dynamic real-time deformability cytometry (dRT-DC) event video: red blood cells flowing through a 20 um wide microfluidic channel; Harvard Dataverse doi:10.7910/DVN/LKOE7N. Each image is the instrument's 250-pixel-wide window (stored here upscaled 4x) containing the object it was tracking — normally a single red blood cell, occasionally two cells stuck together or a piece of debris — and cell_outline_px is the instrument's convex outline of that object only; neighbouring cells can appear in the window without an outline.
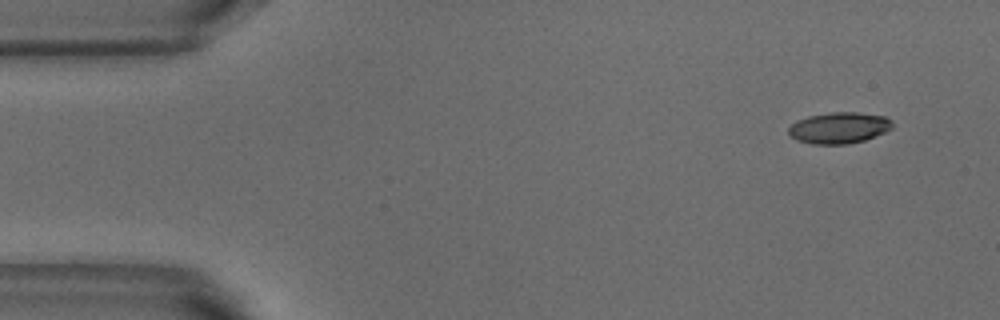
{"species": "common noctule bat (a hibernating species)", "species_latin": "Nyctalus noctula", "temperature_condition": "warm", "stored_images_in_passage": 4, "camera_frame_rate_fps": 3000, "um_per_image_px": 0.085, "animal": {"sex": "male", "body_mass_g": 18.8}, "frame": {"image": 1, "passage_image": 1, "time_ms": 0.0, "image_size_px": [1000, 320], "cell_outline_px": [[892, 128], [884, 132], [864, 140], [848, 144], [812, 144], [796, 140], [788, 132], [788, 128], [796, 120], [808, 116], [832, 112], [856, 112], [884, 116], [892, 120]], "centroid_in_image_um": [71.3, 10.86], "position_along_channel_um": 13.7, "area_um2": 18.84}}
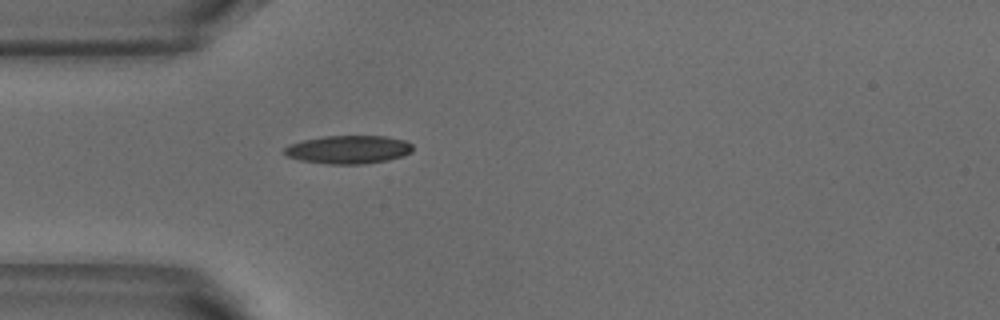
{"frame": {"image": 2, "passage_image": 4, "time_ms": 1.0, "image_size_px": [1000, 320], "cell_outline_px": [[412, 152], [404, 156], [388, 160], [364, 164], [328, 164], [300, 160], [288, 156], [280, 152], [288, 144], [304, 140], [324, 136], [384, 136], [404, 140], [412, 144]], "centroid_in_image_um": [29.6, 12.71], "position_along_channel_um": 55.4, "area_um2": 21.27}}